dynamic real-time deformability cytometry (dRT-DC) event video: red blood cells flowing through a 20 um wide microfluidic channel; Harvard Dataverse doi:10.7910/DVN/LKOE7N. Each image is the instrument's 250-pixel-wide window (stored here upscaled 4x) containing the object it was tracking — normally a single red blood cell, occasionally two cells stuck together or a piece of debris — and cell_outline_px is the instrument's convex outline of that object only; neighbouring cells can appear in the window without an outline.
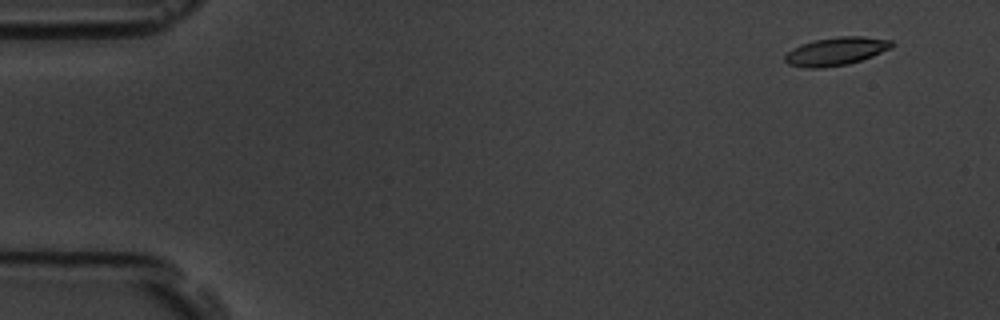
{"species": "common noctule bat (a hibernating species)", "species_latin": "Nyctalus noctula", "temperature_condition": "room temperature", "stored_images_in_passage": 3, "camera_frame_rate_fps": 3000, "um_per_image_px": 0.085, "animal": {"sex": "male", "body_mass_g": 19.5, "forearm_length_mm": 54.6}, "frame": {"image": 1, "passage_image": 1, "time_ms": 0.0, "image_size_px": [1000, 320], "cell_outline_px": [[892, 44], [888, 48], [872, 56], [848, 64], [824, 68], [808, 68], [788, 64], [784, 60], [784, 56], [792, 48], [800, 44], [816, 40], [840, 36], [860, 36], [892, 40]], "centroid_in_image_um": [71.0, 4.37], "position_along_channel_um": 14.0, "area_um2": 17.28}}